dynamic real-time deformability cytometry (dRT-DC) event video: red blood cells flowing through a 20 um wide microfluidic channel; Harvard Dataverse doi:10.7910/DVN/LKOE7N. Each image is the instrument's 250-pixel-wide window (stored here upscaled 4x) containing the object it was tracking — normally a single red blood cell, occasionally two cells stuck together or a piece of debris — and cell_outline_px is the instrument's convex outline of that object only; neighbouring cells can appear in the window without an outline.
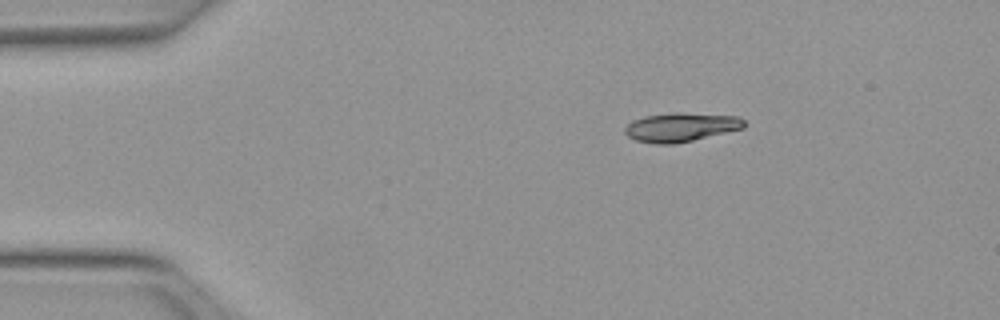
{"species": "Egyptian fruit bat (a non-hibernating species)", "species_latin": "Rousettus aegyptiacus", "temperature_condition": "warm", "stored_images_in_passage": 43, "camera_frame_rate_fps": 3000, "um_per_image_px": 0.085, "animal": {"sex": "female"}, "frame": {"image": 1, "passage_image": 1, "time_ms": 0.0, "image_size_px": [1000, 320], "cell_outline_px": [[744, 128], [692, 140], [672, 144], [656, 144], [636, 140], [628, 136], [624, 132], [624, 128], [632, 120], [644, 116], [672, 112], [680, 112], [740, 116], [744, 120]], "centroid_in_image_um": [57.86, 10.79], "position_along_channel_um": 27.1, "area_um2": 20.11}}
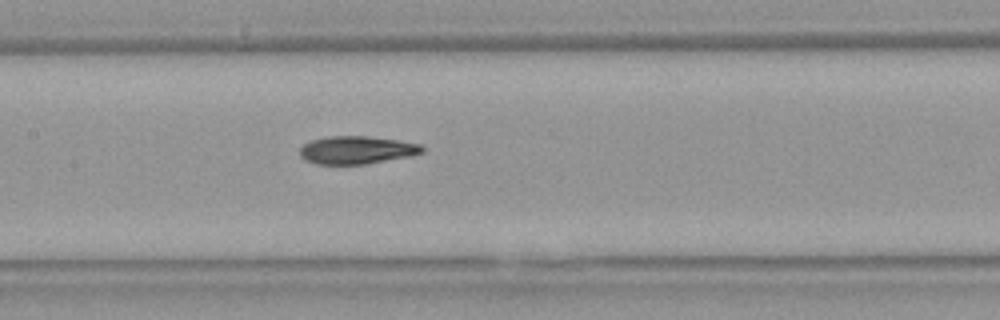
{"frame": {"image": 2, "passage_image": 17, "time_ms": 5.333, "image_size_px": [1000, 320], "cell_outline_px": [[424, 152], [412, 156], [364, 164], [316, 164], [304, 160], [300, 156], [300, 148], [304, 144], [312, 140], [328, 136], [368, 136], [400, 140], [420, 144], [424, 148]], "centroid_in_image_um": [30.34, 12.75], "position_along_channel_um": 177.1, "area_um2": 20.0}}
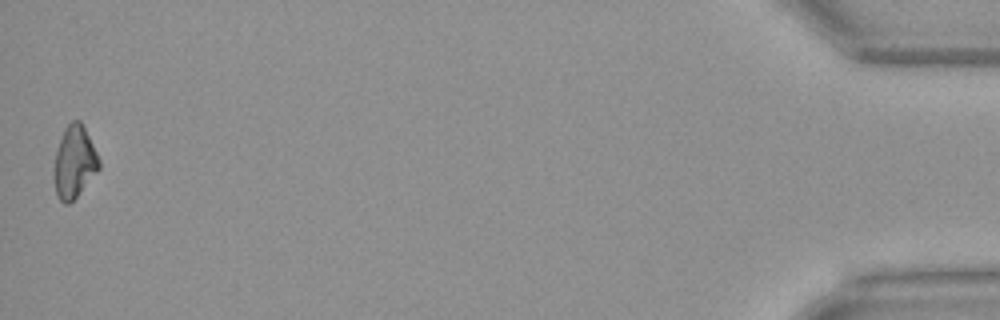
{"frame": {"image": 3, "passage_image": 43, "time_ms": 14.0, "image_size_px": [1000, 320], "cell_outline_px": [[100, 168], [76, 196], [68, 204], [64, 204], [56, 196], [52, 176], [52, 172], [56, 148], [64, 128], [72, 120], [80, 120], [100, 160]], "centroid_in_image_um": [6.26, 13.78], "position_along_channel_um": 428.9, "area_um2": 19.02}, "authors_computed_cell_mechanics": {"area_um2": 19.7676, "velocity_mm_per_s": 4.0126, "shape_relaxation_time_tau1_ms": 5.8758, "shape_relaxation_time_tau2_ms": 4.5874, "deformation_change_tau1": 0.1875, "deformation_change_tau2": 0.1157}}